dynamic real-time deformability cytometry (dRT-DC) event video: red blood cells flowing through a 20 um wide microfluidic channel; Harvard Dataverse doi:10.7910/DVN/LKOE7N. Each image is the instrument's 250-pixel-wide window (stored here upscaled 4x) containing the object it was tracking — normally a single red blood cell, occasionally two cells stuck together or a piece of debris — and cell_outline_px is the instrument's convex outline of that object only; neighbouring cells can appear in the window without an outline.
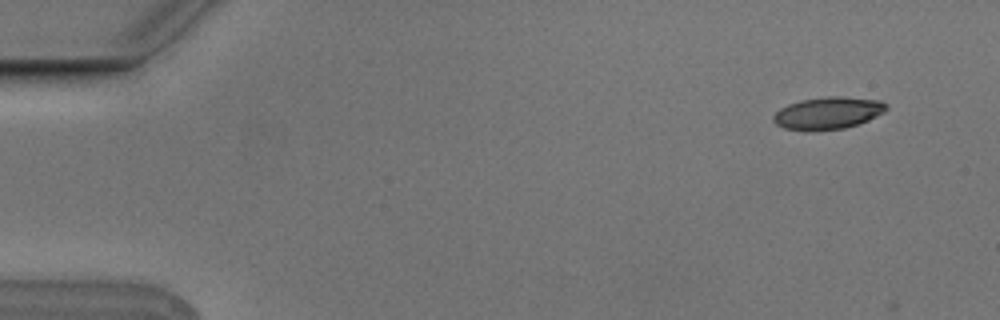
{"species": "Egyptian fruit bat (a non-hibernating species)", "species_latin": "Rousettus aegyptiacus", "temperature_condition": "cold", "stored_images_in_passage": 7, "camera_frame_rate_fps": 3000, "um_per_image_px": 0.085, "animal": {"sex": "male"}, "frame": {"image": 1, "passage_image": 2, "time_ms": 0.333, "image_size_px": [1000, 320], "cell_outline_px": [[888, 108], [884, 112], [868, 120], [844, 128], [784, 128], [776, 124], [772, 120], [772, 116], [780, 108], [788, 104], [800, 100], [828, 96], [844, 96], [880, 100], [888, 104]], "centroid_in_image_um": [70.41, 9.55], "position_along_channel_um": 14.6, "area_um2": 20.63}}